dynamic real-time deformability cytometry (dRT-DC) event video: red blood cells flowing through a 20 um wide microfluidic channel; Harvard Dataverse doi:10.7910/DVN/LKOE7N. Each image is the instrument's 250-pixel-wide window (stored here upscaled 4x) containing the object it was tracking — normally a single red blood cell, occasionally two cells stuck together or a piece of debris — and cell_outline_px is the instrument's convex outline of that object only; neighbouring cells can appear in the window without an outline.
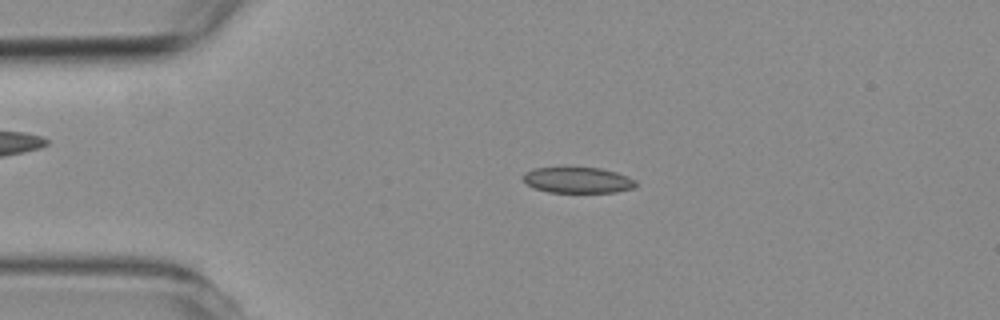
{"species": "common noctule bat (a hibernating species)", "species_latin": "Nyctalus noctula", "temperature_condition": "room temperature", "stored_images_in_passage": 53, "camera_frame_rate_fps": 3000, "um_per_image_px": 0.085, "animal": {"sex": "female", "body_mass_g": 19.3, "forearm_length_mm": 54.1}, "frame": {"image": 1, "passage_image": 11, "time_ms": 3.333, "image_size_px": [1000, 320], "cell_outline_px": [[636, 184], [632, 188], [616, 192], [548, 192], [536, 188], [528, 184], [524, 180], [524, 172], [532, 168], [600, 168], [616, 172], [628, 176], [636, 180]], "centroid_in_image_um": [49.13, 15.31], "position_along_channel_um": 35.9, "area_um2": 16.76}}
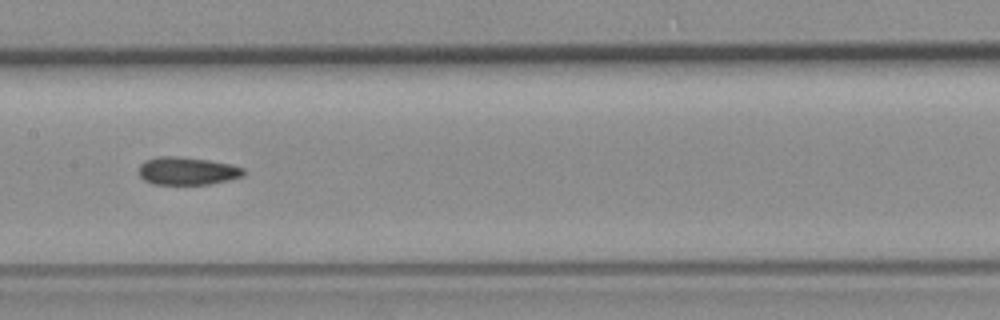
{"frame": {"image": 2, "passage_image": 26, "time_ms": 8.333, "image_size_px": [1000, 320], "cell_outline_px": [[244, 176], [212, 184], [152, 184], [144, 180], [140, 176], [140, 164], [144, 160], [156, 156], [176, 156], [208, 160], [228, 164], [244, 168]], "centroid_in_image_um": [15.89, 14.53], "position_along_channel_um": 191.5, "area_um2": 16.99}}
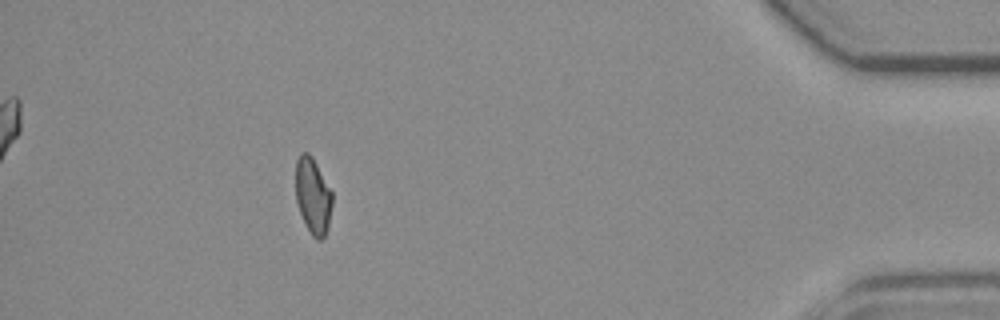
{"frame": {"image": 3, "passage_image": 48, "time_ms": 15.667, "image_size_px": [1000, 320], "cell_outline_px": [[332, 204], [328, 228], [324, 236], [320, 240], [316, 240], [312, 236], [300, 212], [296, 200], [296, 160], [300, 152], [308, 152], [312, 156], [332, 192]], "centroid_in_image_um": [26.6, 16.63], "position_along_channel_um": 408.6, "area_um2": 16.13}, "authors_computed_cell_mechanics": {"area_um2": 17.2822, "velocity_mm_per_s": 3.7859, "shape_relaxation_time_tau1_ms": null, "shape_relaxation_time_tau2_ms": 2.593, "deformation_change_tau1": null, "deformation_change_tau2": 0.0796}}